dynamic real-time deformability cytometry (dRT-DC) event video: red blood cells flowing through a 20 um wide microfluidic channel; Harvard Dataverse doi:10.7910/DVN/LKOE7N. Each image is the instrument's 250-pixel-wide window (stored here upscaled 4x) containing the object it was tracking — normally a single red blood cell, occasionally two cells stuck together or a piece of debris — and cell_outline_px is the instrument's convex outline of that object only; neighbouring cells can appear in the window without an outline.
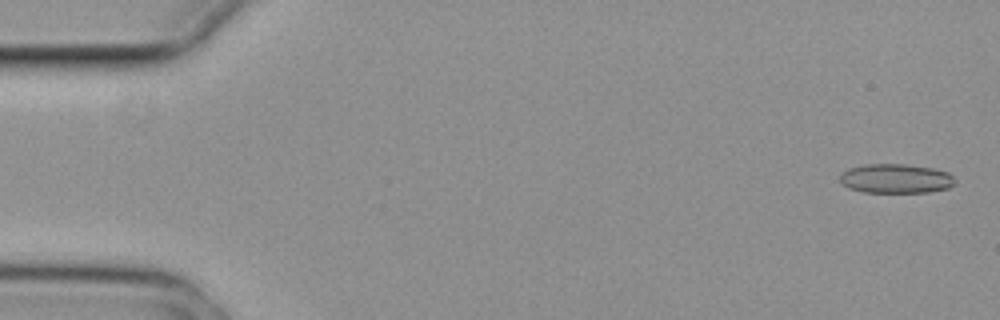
{"species": "common noctule bat (a hibernating species)", "species_latin": "Nyctalus noctula", "temperature_condition": "cold", "stored_images_in_passage": 4, "camera_frame_rate_fps": 3000, "um_per_image_px": 0.085, "animal": {"sex": "female", "body_mass_g": 29.2, "forearm_length_mm": 56.3}, "frame": {"image": 1, "passage_image": 1, "time_ms": 0.0, "image_size_px": [1000, 320], "cell_outline_px": [[956, 184], [948, 188], [928, 192], [864, 192], [848, 188], [840, 184], [840, 176], [848, 168], [864, 164], [908, 164], [932, 168], [948, 172], [956, 180]], "centroid_in_image_um": [76.15, 15.18], "position_along_channel_um": 8.9, "area_um2": 19.83}}
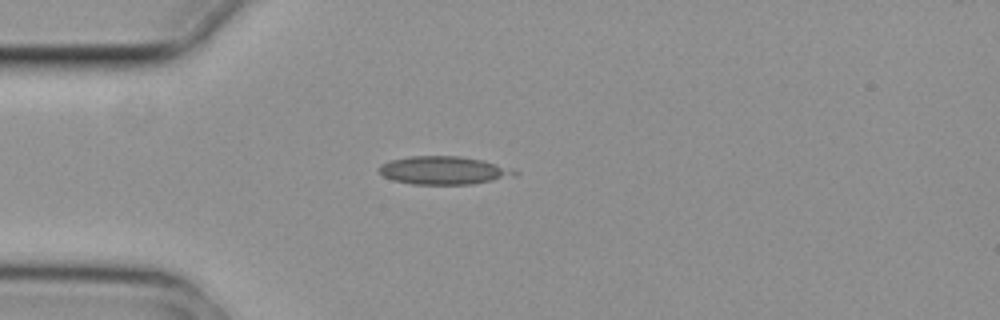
{"frame": {"image": 2, "passage_image": 4, "time_ms": 1.0, "image_size_px": [1000, 320], "cell_outline_px": [[520, 172], [516, 176], [472, 184], [412, 184], [392, 180], [384, 176], [376, 168], [380, 164], [392, 160], [408, 156], [460, 156], [484, 160], [512, 168]], "centroid_in_image_um": [37.74, 14.48], "position_along_channel_um": 47.3, "area_um2": 22.43}}